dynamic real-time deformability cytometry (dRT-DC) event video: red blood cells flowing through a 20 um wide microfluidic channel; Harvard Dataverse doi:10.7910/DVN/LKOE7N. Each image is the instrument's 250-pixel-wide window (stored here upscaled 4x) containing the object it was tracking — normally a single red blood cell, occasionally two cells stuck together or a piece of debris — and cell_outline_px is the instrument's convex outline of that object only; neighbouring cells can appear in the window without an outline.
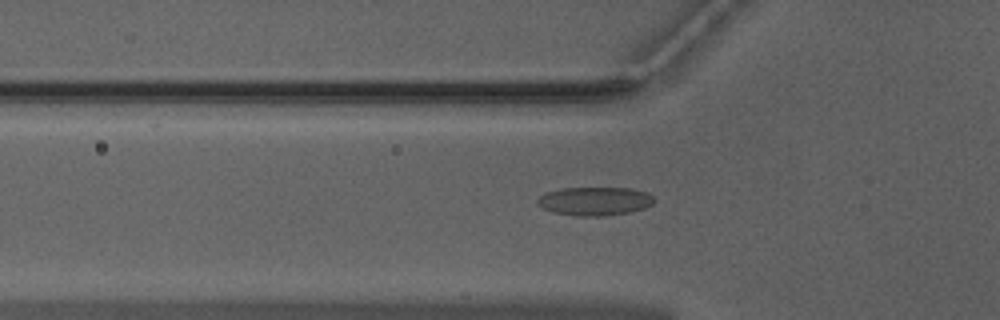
{"species": "Egyptian fruit bat (a non-hibernating species)", "species_latin": "Rousettus aegyptiacus", "temperature_condition": "warm", "stored_images_in_passage": 40, "camera_frame_rate_fps": 3000, "um_per_image_px": 0.085, "animal": {"sex": "male"}, "frame": {"image": 1, "passage_image": 5, "time_ms": 1.333, "image_size_px": [1000, 320], "cell_outline_px": [[652, 204], [644, 208], [628, 212], [604, 216], [576, 216], [552, 212], [536, 204], [536, 200], [540, 196], [548, 192], [560, 188], [632, 188], [648, 192], [652, 196]], "centroid_in_image_um": [50.53, 17.1], "position_along_channel_um": 75.3, "area_um2": 19.36}}
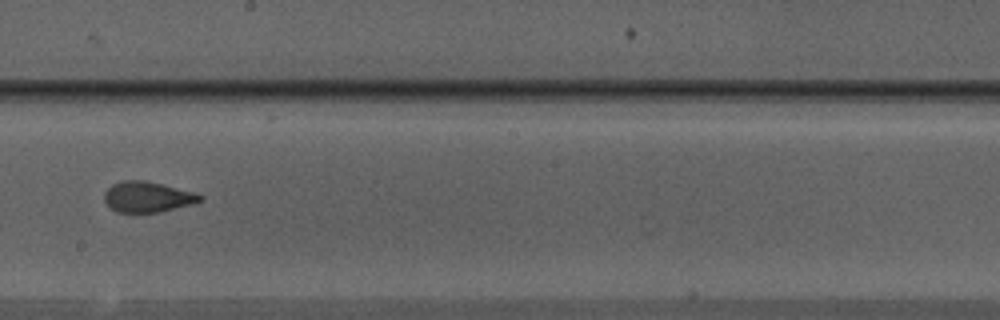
{"frame": {"image": 2, "passage_image": 17, "time_ms": 5.333, "image_size_px": [1000, 320], "cell_outline_px": [[204, 200], [192, 204], [160, 212], [116, 212], [104, 200], [104, 192], [112, 184], [124, 180], [144, 180], [192, 192], [204, 196]], "centroid_in_image_um": [12.53, 16.74], "position_along_channel_um": 235.7, "area_um2": 16.88}}
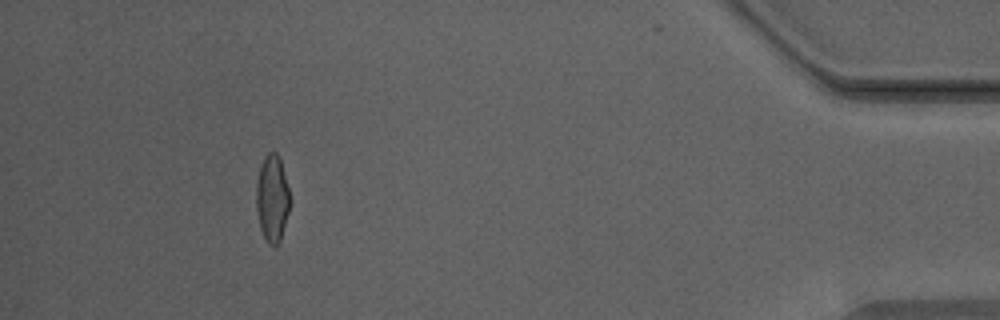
{"frame": {"image": 3, "passage_image": 35, "time_ms": 11.333, "image_size_px": [1000, 320], "cell_outline_px": [[292, 200], [280, 240], [276, 248], [268, 244], [260, 228], [256, 208], [256, 184], [260, 168], [264, 156], [268, 152], [276, 152], [280, 156]], "centroid_in_image_um": [23.16, 16.85], "position_along_channel_um": 412.0, "area_um2": 17.4}}